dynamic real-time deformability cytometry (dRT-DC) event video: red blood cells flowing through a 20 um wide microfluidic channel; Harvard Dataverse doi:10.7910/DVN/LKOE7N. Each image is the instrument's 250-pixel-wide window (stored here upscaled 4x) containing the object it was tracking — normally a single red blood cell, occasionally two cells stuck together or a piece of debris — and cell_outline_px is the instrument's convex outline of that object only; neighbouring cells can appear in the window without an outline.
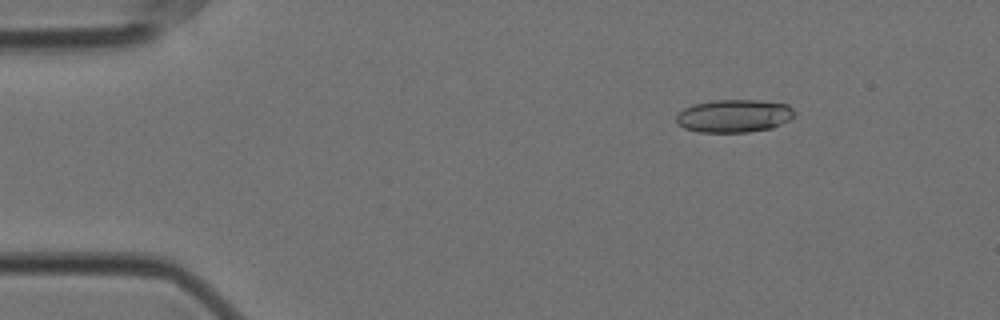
{"species": "Egyptian fruit bat (a non-hibernating species)", "species_latin": "Rousettus aegyptiacus", "temperature_condition": "cold", "stored_images_in_passage": 27, "camera_frame_rate_fps": 3000, "um_per_image_px": 0.085, "animal": {"sex": "female"}, "frame": {"image": 1, "passage_image": 8, "time_ms": 2.333, "image_size_px": [1000, 320], "cell_outline_px": [[796, 112], [788, 120], [772, 128], [748, 132], [700, 132], [684, 128], [676, 124], [676, 116], [684, 108], [692, 104], [712, 100], [760, 100], [788, 104]], "centroid_in_image_um": [62.37, 9.84], "position_along_channel_um": 22.6, "area_um2": 22.77}}
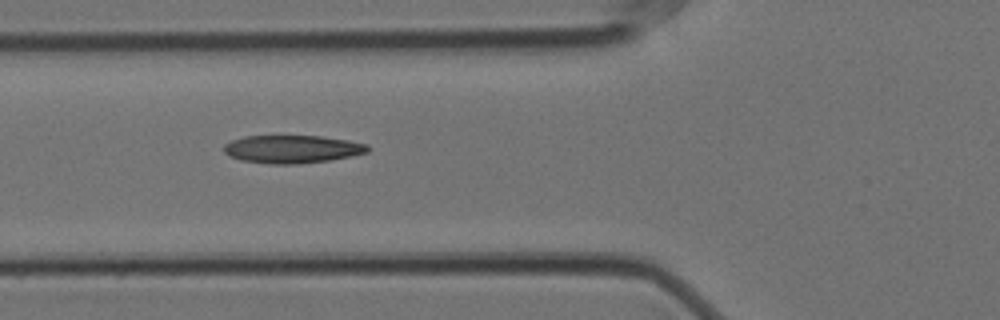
{"frame": {"image": 2, "passage_image": 21, "time_ms": 6.667, "image_size_px": [1000, 320], "cell_outline_px": [[368, 152], [352, 156], [332, 160], [292, 164], [268, 164], [240, 160], [228, 156], [224, 152], [224, 144], [232, 140], [244, 136], [320, 136], [348, 140], [368, 144]], "centroid_in_image_um": [24.82, 12.68], "position_along_channel_um": 101.0, "area_um2": 23.52}}
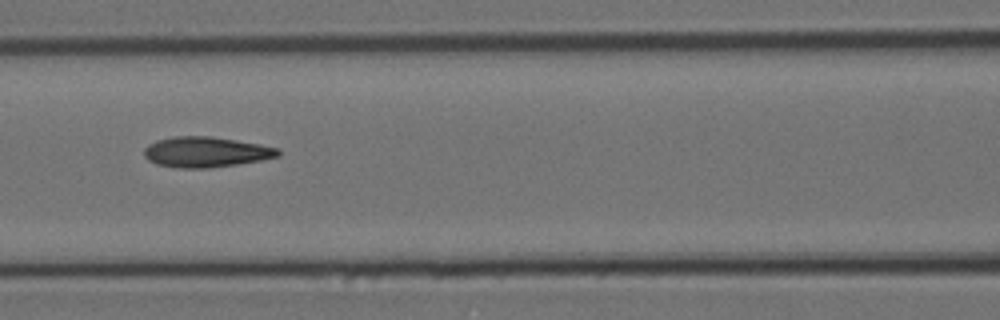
{"frame": {"image": 3, "passage_image": 25, "time_ms": 8.0, "image_size_px": [1000, 320], "cell_outline_px": [[280, 156], [260, 160], [236, 164], [208, 168], [176, 168], [156, 164], [148, 160], [144, 156], [144, 148], [148, 144], [156, 140], [172, 136], [212, 136], [260, 144], [280, 148]], "centroid_in_image_um": [17.48, 12.91], "position_along_channel_um": 149.1, "area_um2": 23.93}}